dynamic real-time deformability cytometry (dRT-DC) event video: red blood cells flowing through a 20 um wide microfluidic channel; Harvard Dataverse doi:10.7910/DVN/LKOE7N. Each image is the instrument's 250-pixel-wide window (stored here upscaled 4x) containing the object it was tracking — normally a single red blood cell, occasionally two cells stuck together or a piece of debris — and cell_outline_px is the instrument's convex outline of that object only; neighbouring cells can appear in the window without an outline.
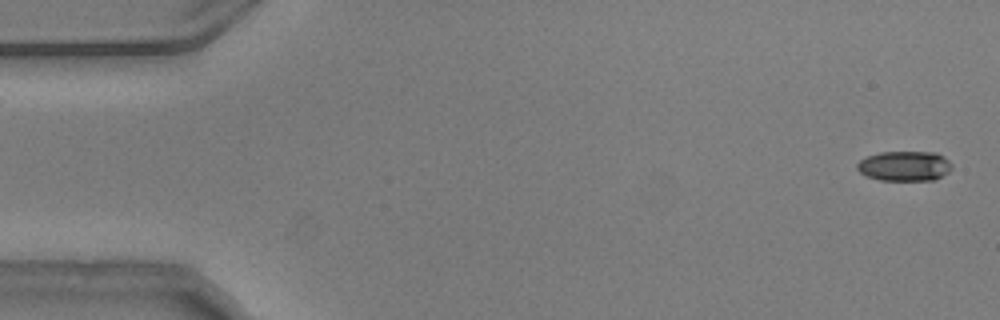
{"species": "common noctule bat (a hibernating species)", "species_latin": "Nyctalus noctula", "temperature_condition": "warm", "stored_images_in_passage": 13, "camera_frame_rate_fps": 3000, "um_per_image_px": 0.085, "animal": {"sex": "male", "body_mass_g": 20.5, "forearm_length_mm": 52.5}, "frame": {"image": 1, "passage_image": 1, "time_ms": 0.0, "image_size_px": [1000, 320], "cell_outline_px": [[952, 168], [948, 172], [936, 180], [880, 180], [868, 176], [860, 172], [856, 168], [856, 164], [860, 160], [868, 156], [880, 152], [936, 152], [944, 156], [952, 164]], "centroid_in_image_um": [76.91, 14.11], "position_along_channel_um": 8.1, "area_um2": 16.59}}